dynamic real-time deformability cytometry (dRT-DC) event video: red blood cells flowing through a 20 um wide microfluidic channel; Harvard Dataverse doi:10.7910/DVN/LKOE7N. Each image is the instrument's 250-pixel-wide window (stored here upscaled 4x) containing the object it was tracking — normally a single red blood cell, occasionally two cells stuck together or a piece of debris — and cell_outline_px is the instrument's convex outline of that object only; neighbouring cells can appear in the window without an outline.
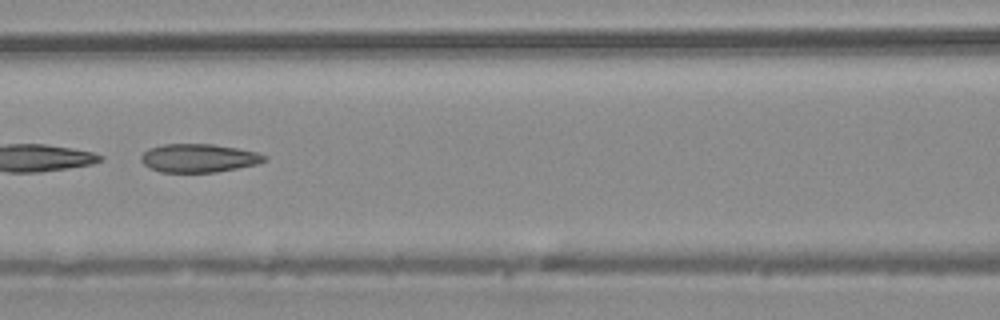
{"species": "common noctule bat (a hibernating species)", "species_latin": "Nyctalus noctula", "temperature_condition": "warm", "stored_images_in_passage": 43, "camera_frame_rate_fps": 3000, "um_per_image_px": 0.085, "animal": {"sex": "male", "body_mass_g": 20.4}, "frame": {"image": 1, "passage_image": 19, "time_ms": 6.0, "image_size_px": [1000, 320], "cell_outline_px": [[268, 160], [256, 164], [216, 172], [160, 172], [148, 168], [140, 160], [140, 156], [148, 148], [164, 144], [212, 144], [236, 148], [256, 152], [268, 156]], "centroid_in_image_um": [16.86, 13.44], "position_along_channel_um": 149.7, "area_um2": 20.46}}